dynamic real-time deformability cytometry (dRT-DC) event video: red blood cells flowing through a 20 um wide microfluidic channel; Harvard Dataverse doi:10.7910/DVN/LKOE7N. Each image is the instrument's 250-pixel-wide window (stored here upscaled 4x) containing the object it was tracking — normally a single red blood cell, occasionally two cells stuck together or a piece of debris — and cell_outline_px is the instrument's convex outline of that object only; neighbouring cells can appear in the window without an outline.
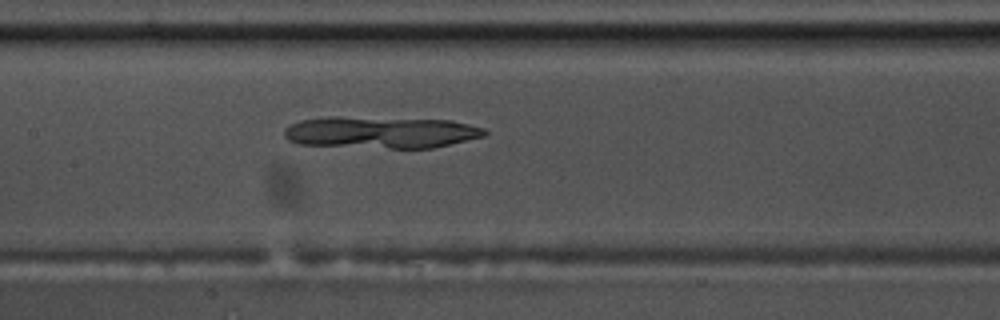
{"species": "common noctule bat (a hibernating species)", "species_latin": "Nyctalus noctula", "temperature_condition": "warm", "stored_images_in_passage": 51, "camera_frame_rate_fps": 3000, "um_per_image_px": 0.085, "animal": {"sex": "male", "body_mass_g": 17.5, "forearm_length_mm": 52.3}, "frame": {"image": 1, "passage_image": 22, "time_ms": 7.0, "image_size_px": [1000, 320], "cell_outline_px": [[488, 132], [484, 136], [432, 148], [388, 148], [296, 144], [288, 140], [284, 136], [284, 128], [300, 120], [328, 116], [340, 116], [452, 120], [484, 128]], "centroid_in_image_um": [32.34, 11.24], "position_along_channel_um": 175.1, "area_um2": 37.34}}